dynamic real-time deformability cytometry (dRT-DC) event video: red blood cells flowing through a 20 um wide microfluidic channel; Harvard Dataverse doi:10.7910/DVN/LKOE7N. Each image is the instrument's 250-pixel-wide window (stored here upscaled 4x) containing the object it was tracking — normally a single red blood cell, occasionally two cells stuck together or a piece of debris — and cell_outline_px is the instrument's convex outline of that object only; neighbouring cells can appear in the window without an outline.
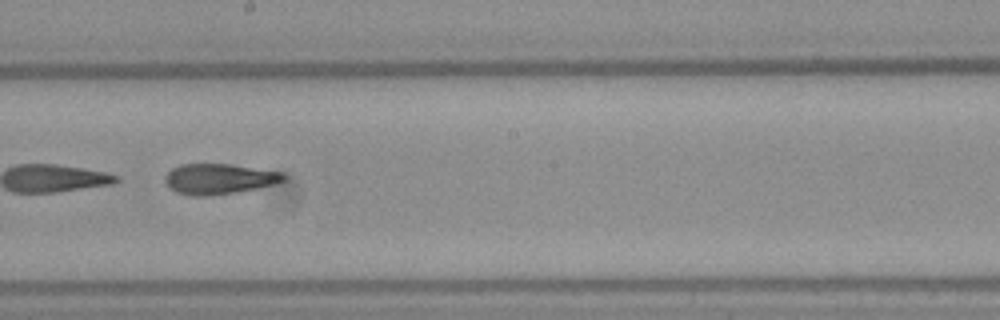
{"species": "Egyptian fruit bat (a non-hibernating species)", "species_latin": "Rousettus aegyptiacus", "temperature_condition": "warm", "stored_images_in_passage": 43, "camera_frame_rate_fps": 3000, "um_per_image_px": 0.085, "frame": {"image": 1, "passage_image": 25, "time_ms": 8.0, "image_size_px": [1000, 320], "cell_outline_px": [[284, 180], [272, 184], [256, 188], [236, 192], [204, 196], [192, 196], [176, 192], [168, 188], [164, 180], [164, 176], [172, 168], [180, 164], [232, 164], [284, 172]], "centroid_in_image_um": [18.57, 15.2], "position_along_channel_um": 229.6, "area_um2": 21.04}}